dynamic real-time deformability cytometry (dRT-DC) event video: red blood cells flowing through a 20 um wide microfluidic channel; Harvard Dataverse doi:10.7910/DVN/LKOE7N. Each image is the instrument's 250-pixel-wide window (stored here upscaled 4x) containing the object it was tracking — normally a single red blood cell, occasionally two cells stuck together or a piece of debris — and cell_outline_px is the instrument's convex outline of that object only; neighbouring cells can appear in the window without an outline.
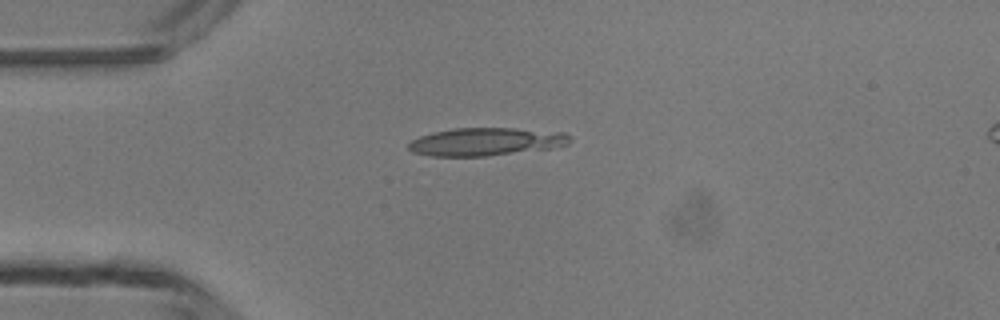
{"species": "common noctule bat (a hibernating species)", "species_latin": "Nyctalus noctula", "temperature_condition": "room temperature", "stored_images_in_passage": 3, "camera_frame_rate_fps": 3000, "um_per_image_px": 0.085, "animal": {"sex": "male", "body_mass_g": 13.3}, "frame": {"image": 1, "passage_image": 1, "time_ms": 0.0, "image_size_px": [1000, 320], "cell_outline_px": [[572, 140], [568, 144], [548, 148], [484, 156], [432, 156], [412, 152], [408, 148], [408, 144], [412, 140], [420, 136], [436, 132], [456, 128], [512, 128], [564, 132], [572, 136]], "centroid_in_image_um": [41.32, 12.04], "position_along_channel_um": 43.7, "area_um2": 25.95}}